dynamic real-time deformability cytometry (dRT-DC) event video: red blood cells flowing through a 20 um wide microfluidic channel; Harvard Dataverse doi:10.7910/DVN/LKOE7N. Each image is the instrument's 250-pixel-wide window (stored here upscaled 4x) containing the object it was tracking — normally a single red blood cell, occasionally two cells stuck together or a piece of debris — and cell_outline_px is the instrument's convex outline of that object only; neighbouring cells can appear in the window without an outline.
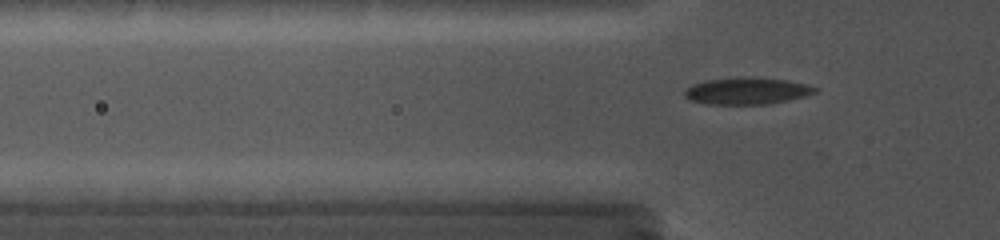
{"species": "common noctule bat (a hibernating species)", "species_latin": "Nyctalus noctula", "temperature_condition": "cold", "stored_images_in_passage": 58, "camera_frame_rate_fps": 5000, "um_per_image_px": 0.085, "animal": {"sex": "female", "body_mass_g": 19.0, "forearm_length_mm": 56.7}, "frame": {"image": 1, "passage_image": 25, "time_ms": 5.4, "image_size_px": [1000, 240], "cell_outline_px": [[820, 88], [816, 92], [804, 96], [788, 100], [768, 104], [708, 104], [688, 100], [684, 96], [684, 88], [692, 84], [704, 80], [740, 76], [756, 76], [788, 80]], "centroid_in_image_um": [63.44, 7.71], "position_along_channel_um": 62.4, "area_um2": 20.87}}
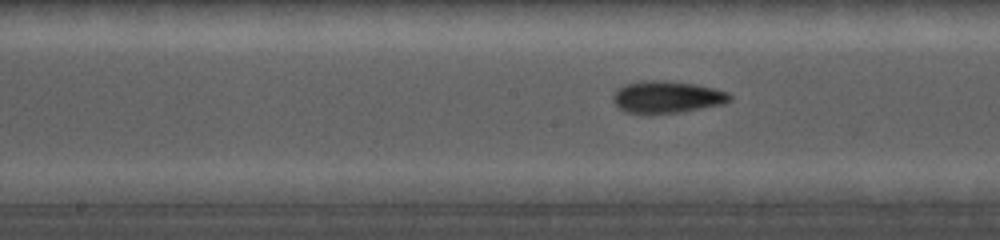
{"frame": {"image": 2, "passage_image": 41, "time_ms": 8.8, "image_size_px": [1000, 240], "cell_outline_px": [[732, 100], [724, 104], [680, 112], [628, 112], [620, 108], [612, 100], [612, 96], [624, 84], [640, 80], [664, 80], [696, 84], [728, 92], [732, 96]], "centroid_in_image_um": [56.73, 8.22], "position_along_channel_um": 191.5, "area_um2": 21.5}}
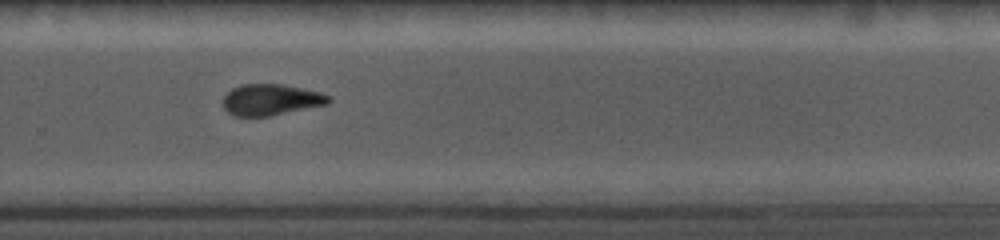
{"frame": {"image": 3, "passage_image": 53, "time_ms": 11.8, "image_size_px": [1000, 240], "cell_outline_px": [[332, 100], [328, 104], [268, 116], [232, 116], [224, 108], [224, 96], [232, 88], [240, 84], [280, 84], [304, 88], [320, 92], [328, 96]], "centroid_in_image_um": [23.02, 8.47], "position_along_channel_um": 306.8, "area_um2": 19.13}}